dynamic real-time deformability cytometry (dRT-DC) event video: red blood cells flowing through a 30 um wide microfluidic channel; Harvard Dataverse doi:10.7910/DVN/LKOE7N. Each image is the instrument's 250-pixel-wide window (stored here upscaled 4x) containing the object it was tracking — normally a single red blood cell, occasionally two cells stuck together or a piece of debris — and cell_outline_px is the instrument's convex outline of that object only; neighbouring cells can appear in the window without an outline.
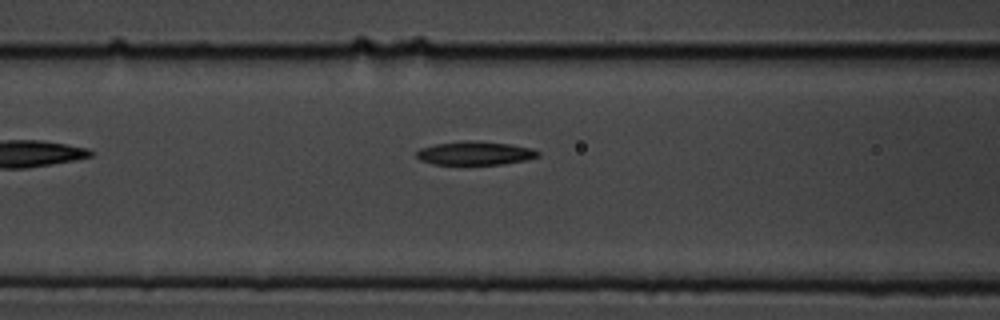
{"species": "common noctule bat (a hibernating species)", "species_latin": "Nyctalus noctula", "temperature_condition": "cold", "stored_images_in_passage": 8, "camera_frame_rate_fps": 3000, "um_per_image_px": 0.085, "animal": {"sex": "male", "body_mass_g": 19.5, "forearm_length_mm": 54.6}, "frame": {"image": 1, "passage_image": 6, "time_ms": 1.667, "image_size_px": [1000, 320], "cell_outline_px": [[540, 156], [524, 160], [504, 164], [432, 164], [420, 160], [416, 156], [416, 152], [420, 148], [436, 144], [464, 140], [476, 140], [508, 144], [532, 148], [540, 152]], "centroid_in_image_um": [40.37, 13.01], "position_along_channel_um": 126.2, "area_um2": 16.7}}